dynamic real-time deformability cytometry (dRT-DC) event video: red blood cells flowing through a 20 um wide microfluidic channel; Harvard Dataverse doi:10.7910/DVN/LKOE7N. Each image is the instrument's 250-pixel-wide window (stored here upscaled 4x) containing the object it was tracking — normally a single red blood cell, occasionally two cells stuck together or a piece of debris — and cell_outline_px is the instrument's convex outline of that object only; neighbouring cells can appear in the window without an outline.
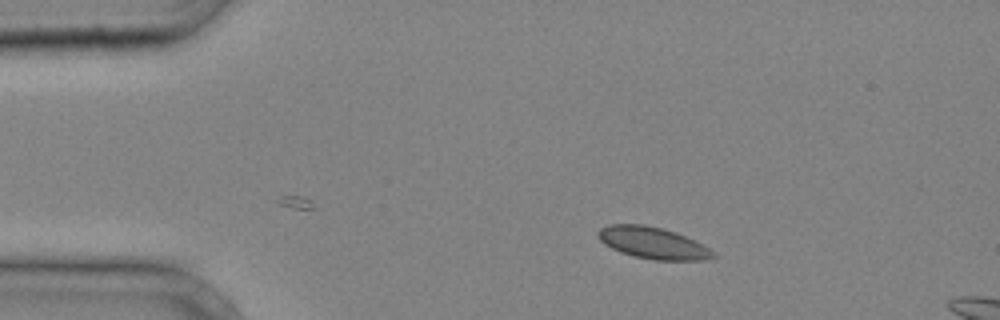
{"species": "common noctule bat (a hibernating species)", "species_latin": "Nyctalus noctula", "temperature_condition": "cold", "stored_images_in_passage": 6, "camera_frame_rate_fps": 3000, "um_per_image_px": 0.085, "animal": {"sex": "male", "body_mass_g": 20.4}, "frame": {"image": 1, "passage_image": 1, "time_ms": 0.0, "image_size_px": [1000, 320], "cell_outline_px": [[716, 256], [708, 260], [656, 260], [632, 256], [620, 252], [604, 244], [596, 236], [596, 232], [600, 228], [608, 224], [644, 224], [676, 232], [716, 252]], "centroid_in_image_um": [55.45, 20.65], "position_along_channel_um": 29.5, "area_um2": 21.27}}